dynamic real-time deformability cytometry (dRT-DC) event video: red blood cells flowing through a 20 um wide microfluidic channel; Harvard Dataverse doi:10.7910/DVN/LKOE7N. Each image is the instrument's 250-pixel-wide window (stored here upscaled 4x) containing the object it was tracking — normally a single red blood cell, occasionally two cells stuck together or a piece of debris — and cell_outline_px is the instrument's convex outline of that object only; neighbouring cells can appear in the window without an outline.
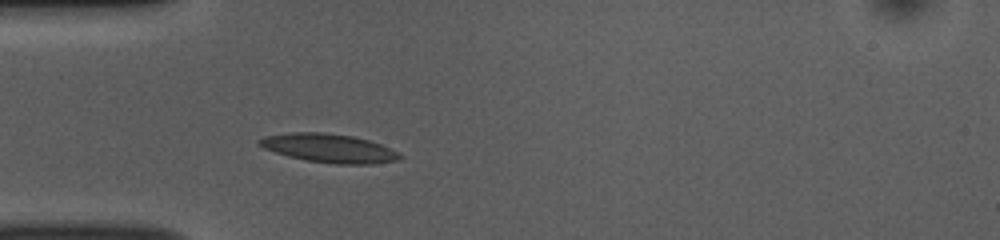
{"species": "common noctule bat (a hibernating species)", "species_latin": "Nyctalus noctula", "temperature_condition": "room temperature", "stored_images_in_passage": 41, "camera_frame_rate_fps": 3000, "um_per_image_px": 0.085, "animal": {"sex": "female", "body_mass_g": 10.0, "forearm_length_mm": 53.1}, "frame": {"image": 1, "passage_image": 6, "time_ms": 1.667, "image_size_px": [1000, 240], "cell_outline_px": [[404, 156], [396, 160], [372, 164], [336, 164], [308, 160], [288, 156], [264, 148], [256, 144], [256, 140], [264, 136], [292, 132], [324, 132], [352, 136], [368, 140], [380, 144]], "centroid_in_image_um": [27.91, 12.58], "position_along_channel_um": 57.1, "area_um2": 23.29}}
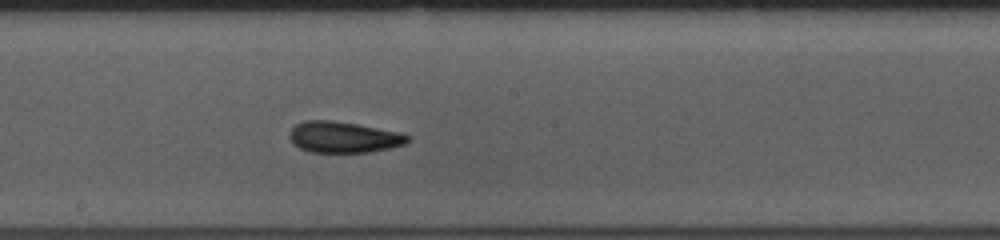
{"frame": {"image": 2, "passage_image": 19, "time_ms": 6.0, "image_size_px": [1000, 240], "cell_outline_px": [[412, 140], [404, 144], [388, 148], [368, 152], [308, 152], [300, 148], [288, 136], [292, 128], [296, 124], [304, 120], [332, 120], [356, 124], [400, 132], [412, 136]], "centroid_in_image_um": [29.23, 11.65], "position_along_channel_um": 219.0, "area_um2": 21.39}}
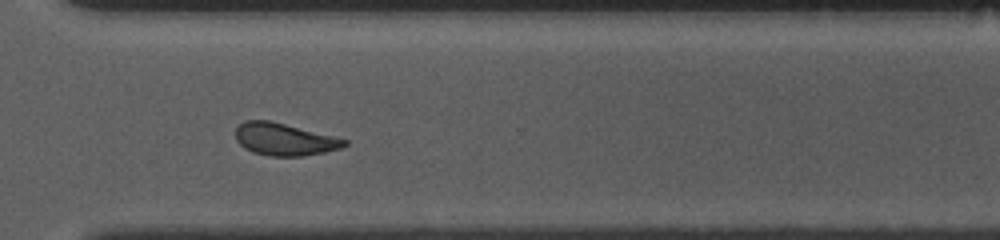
{"frame": {"image": 3, "passage_image": 29, "time_ms": 9.333, "image_size_px": [1000, 240], "cell_outline_px": [[348, 144], [340, 148], [324, 152], [300, 156], [268, 156], [252, 152], [244, 148], [236, 140], [236, 128], [244, 120], [268, 120], [348, 140]], "centroid_in_image_um": [24.13, 11.85], "position_along_channel_um": 346.5, "area_um2": 20.23}, "authors_computed_cell_mechanics": {"area_um2": 20.808, "velocity_mm_per_s": 3.8283, "shape_relaxation_time_tau1_ms": 3.2396, "shape_relaxation_time_tau2_ms": 2.3357, "deformation_change_tau1": 0.1391, "deformation_change_tau2": 0.1085}}